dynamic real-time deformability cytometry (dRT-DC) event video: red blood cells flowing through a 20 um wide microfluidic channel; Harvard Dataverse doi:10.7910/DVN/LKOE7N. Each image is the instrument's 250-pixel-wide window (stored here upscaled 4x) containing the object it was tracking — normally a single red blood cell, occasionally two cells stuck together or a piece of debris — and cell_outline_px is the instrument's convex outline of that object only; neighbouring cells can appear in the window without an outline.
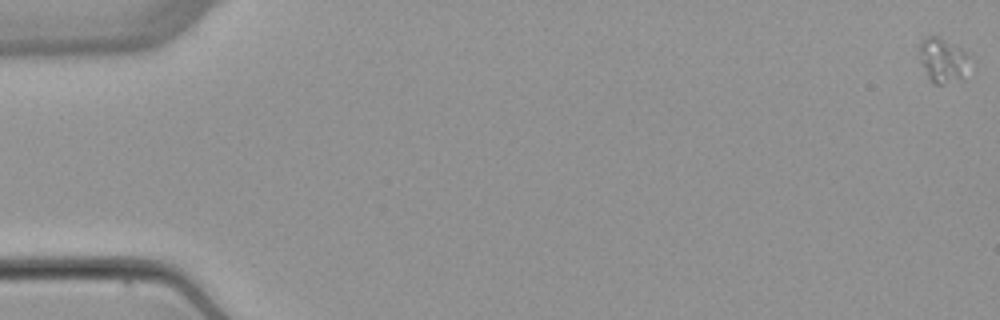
{"species": "common noctule bat (a hibernating species)", "species_latin": "Nyctalus noctula", "temperature_condition": "warm", "stored_images_in_passage": 6, "camera_frame_rate_fps": 3000, "um_per_image_px": 0.085, "animal": {"sex": "female", "body_mass_g": 22.7, "forearm_length_mm": 54.2}, "frame": {"image": 1, "passage_image": 1, "time_ms": 0.0, "image_size_px": [1000, 320], "cell_outline_px": [[964, 80], [944, 84], [936, 84], [928, 80], [920, 60], [920, 40], [924, 36], [936, 36], [960, 48], [964, 52]], "centroid_in_image_um": [80.04, 5.15], "position_along_channel_um": 5.0, "area_um2": 12.54}}
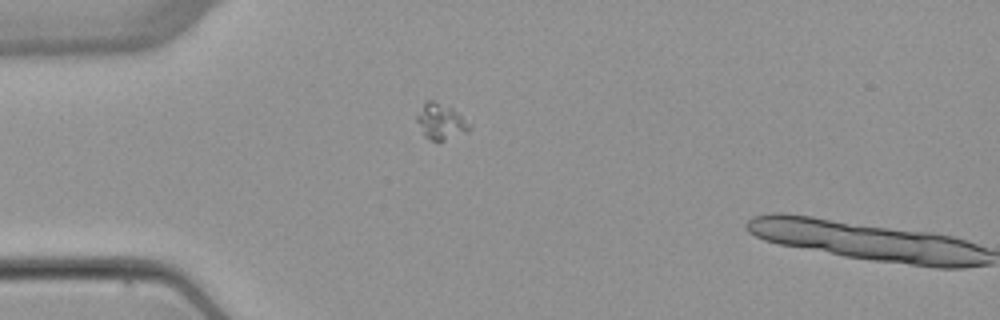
{"frame": {"image": 2, "passage_image": 5, "time_ms": 5.0, "image_size_px": [1000, 320], "cell_outline_px": [[472, 128], [468, 132], [444, 140], [432, 140], [424, 136], [416, 120], [416, 116], [424, 100], [432, 100], [452, 108], [472, 124]], "centroid_in_image_um": [37.48, 10.32], "position_along_channel_um": 47.5, "area_um2": 11.04}}